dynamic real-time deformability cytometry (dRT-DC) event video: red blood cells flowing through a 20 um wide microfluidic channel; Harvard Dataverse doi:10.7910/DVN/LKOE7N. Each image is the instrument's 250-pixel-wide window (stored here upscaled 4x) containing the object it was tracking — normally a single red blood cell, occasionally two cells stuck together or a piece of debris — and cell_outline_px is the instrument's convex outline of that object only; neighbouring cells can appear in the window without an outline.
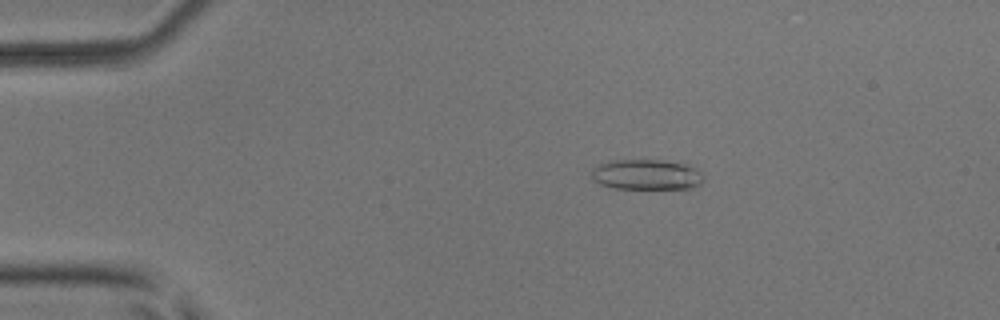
{"species": "common noctule bat (a hibernating species)", "species_latin": "Nyctalus noctula", "temperature_condition": "room temperature", "stored_images_in_passage": 6, "camera_frame_rate_fps": 3000, "um_per_image_px": 0.085, "animal": {"sex": "male", "body_mass_g": 17.9, "forearm_length_mm": 54.2}, "frame": {"image": 1, "passage_image": 3, "time_ms": 2.0, "image_size_px": [1000, 320], "cell_outline_px": [[704, 180], [700, 184], [692, 188], [612, 188], [600, 184], [592, 176], [592, 168], [600, 164], [612, 160], [664, 160], [688, 164], [700, 172], [704, 176]], "centroid_in_image_um": [54.98, 14.83], "position_along_channel_um": 30.0, "area_um2": 19.77}}
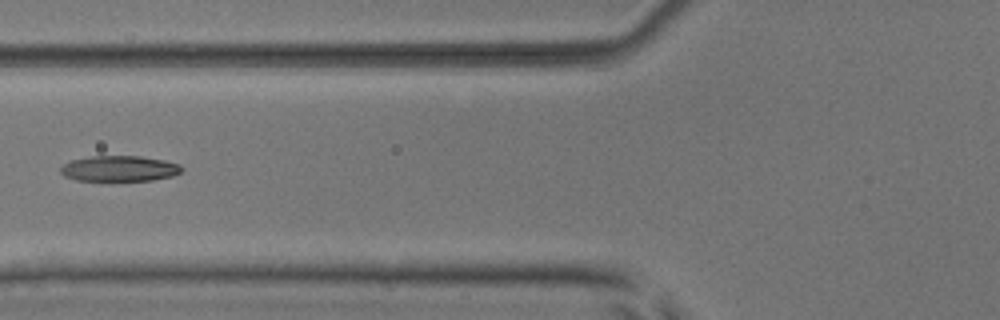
{"frame": {"image": 2, "passage_image": 6, "time_ms": 5.667, "image_size_px": [1000, 320], "cell_outline_px": [[184, 168], [180, 172], [172, 176], [152, 180], [76, 180], [64, 176], [60, 172], [60, 168], [64, 164], [72, 160], [92, 156], [140, 156], [164, 160], [180, 164]], "centroid_in_image_um": [10.16, 14.32], "position_along_channel_um": 115.6, "area_um2": 17.98}}